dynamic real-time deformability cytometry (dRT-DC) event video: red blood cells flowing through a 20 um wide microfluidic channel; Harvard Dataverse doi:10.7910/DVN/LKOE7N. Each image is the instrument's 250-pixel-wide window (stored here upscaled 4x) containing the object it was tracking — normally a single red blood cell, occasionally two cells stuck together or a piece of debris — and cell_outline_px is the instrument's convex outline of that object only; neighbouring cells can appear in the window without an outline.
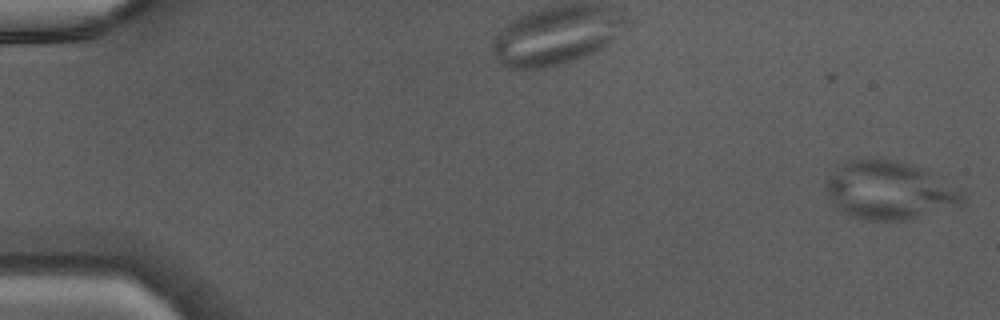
{"species": "Egyptian fruit bat (a non-hibernating species)", "species_latin": "Rousettus aegyptiacus", "temperature_condition": "warm", "stored_images_in_passage": 47, "camera_frame_rate_fps": 3000, "um_per_image_px": 0.085, "animal": {"sex": "male"}, "frame": {"image": 1, "passage_image": 1, "time_ms": 0.0, "image_size_px": [1000, 320], "cell_outline_px": [[964, 204], [908, 220], [872, 220], [852, 216], [844, 212], [832, 204], [824, 188], [824, 184], [844, 160], [892, 160], [924, 168], [936, 172], [964, 192]], "centroid_in_image_um": [75.65, 16.19], "position_along_channel_um": 9.4, "area_um2": 46.41}}
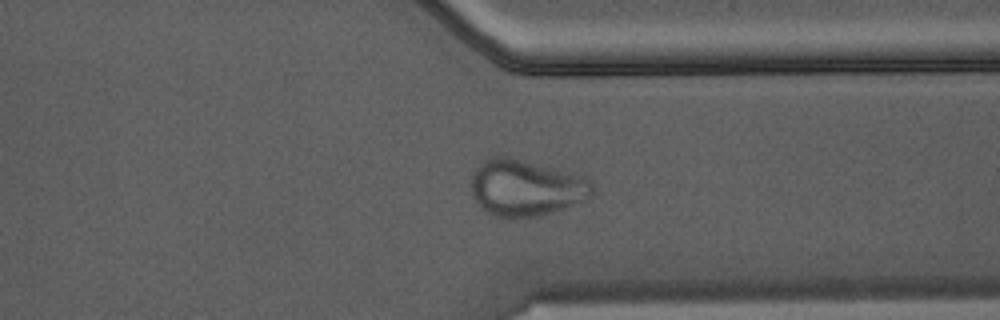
{"frame": {"image": 2, "passage_image": 36, "time_ms": 11.667, "image_size_px": [1000, 320], "cell_outline_px": [[596, 192], [592, 196], [564, 208], [540, 216], [496, 216], [480, 208], [472, 196], [472, 176], [480, 160], [496, 156], [508, 156], [572, 172], [584, 176], [596, 184]], "centroid_in_image_um": [44.73, 15.93], "position_along_channel_um": 366.7, "area_um2": 40.06}}
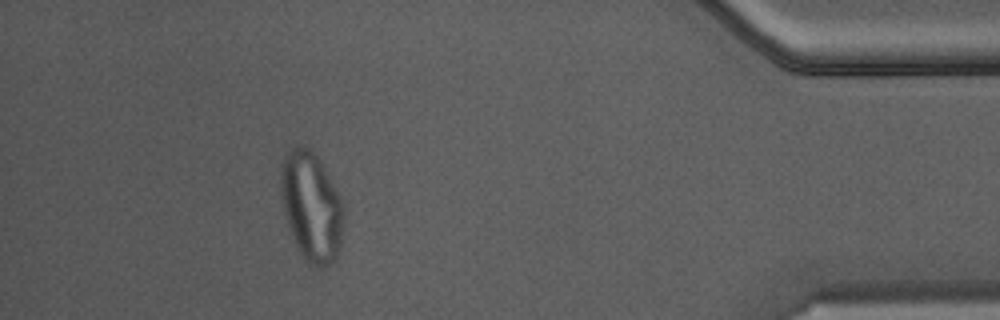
{"frame": {"image": 3, "passage_image": 42, "time_ms": 13.667, "image_size_px": [1000, 320], "cell_outline_px": [[344, 220], [340, 248], [336, 260], [320, 268], [316, 268], [308, 264], [300, 252], [288, 228], [280, 196], [280, 164], [284, 156], [296, 144], [300, 144], [308, 148], [320, 160], [340, 196], [344, 204]], "centroid_in_image_um": [26.46, 17.56], "position_along_channel_um": 408.7, "area_um2": 40.63}}